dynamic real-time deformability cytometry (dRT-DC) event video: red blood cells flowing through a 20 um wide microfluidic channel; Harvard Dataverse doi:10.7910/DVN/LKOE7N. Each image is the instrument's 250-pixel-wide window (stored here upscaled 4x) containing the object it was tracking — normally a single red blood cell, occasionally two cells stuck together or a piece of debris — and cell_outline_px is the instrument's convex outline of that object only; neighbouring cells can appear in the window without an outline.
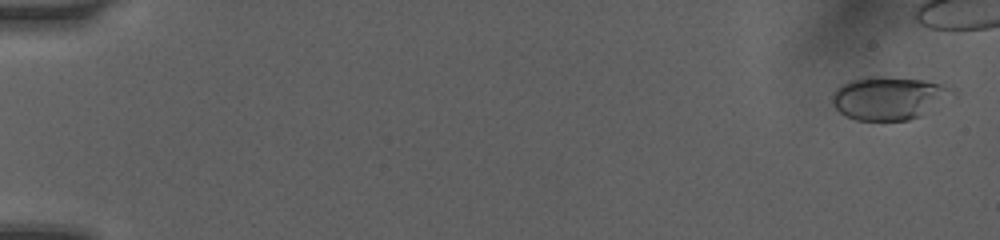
{"species": "human", "species_latin": "Homo sapiens", "temperature_condition": "room temperature", "stored_images_in_passage": 11, "segment_of_instrument_passage": [1, 2], "camera_frame_rate_fps": 3000, "um_per_image_px": 0.085, "donor": {"sex": "female"}, "frame": {"image": 1, "passage_image": 1, "time_ms": 0.0, "image_size_px": [1000, 240], "cell_outline_px": [[956, 96], [932, 112], [908, 120], [856, 120], [840, 112], [832, 104], [832, 92], [840, 84], [848, 80], [868, 76], [876, 76], [924, 80], [956, 88]], "centroid_in_image_um": [75.63, 8.33], "position_along_channel_um": 9.4, "area_um2": 30.92}}
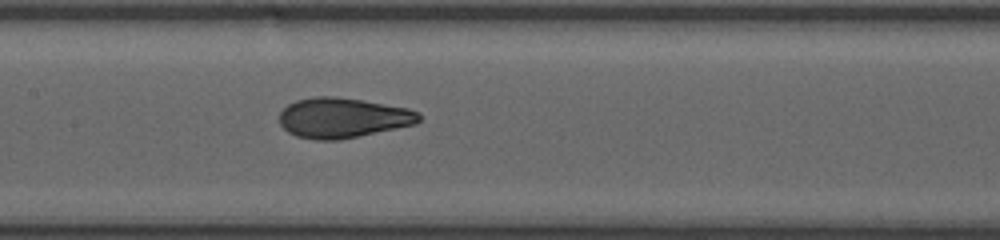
{"frame": {"image": 2, "passage_image": 10, "time_ms": 8.333, "image_size_px": [1000, 240], "cell_outline_px": [[420, 120], [416, 124], [340, 140], [316, 140], [296, 136], [288, 132], [280, 124], [280, 112], [288, 104], [296, 100], [316, 96], [336, 96], [364, 100], [408, 108], [420, 112]], "centroid_in_image_um": [29.14, 10.01], "position_along_channel_um": 178.3, "area_um2": 32.77}}